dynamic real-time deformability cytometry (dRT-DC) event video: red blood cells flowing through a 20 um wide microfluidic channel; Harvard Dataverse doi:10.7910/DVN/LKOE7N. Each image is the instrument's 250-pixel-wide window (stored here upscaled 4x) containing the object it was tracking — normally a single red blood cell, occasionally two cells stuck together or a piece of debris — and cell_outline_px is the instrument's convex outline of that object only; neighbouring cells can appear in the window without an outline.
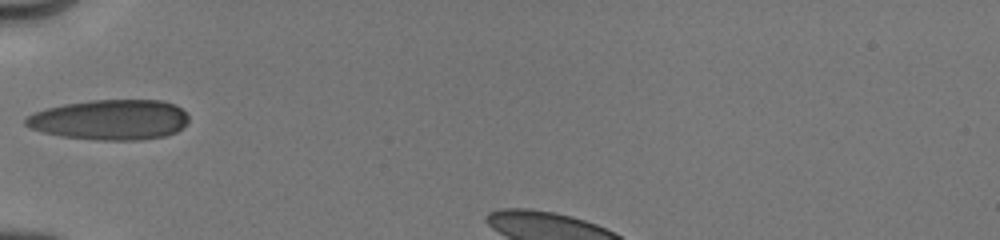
{"species": "human", "species_latin": "Homo sapiens", "temperature_condition": "cold", "stored_images_in_passage": 47, "camera_frame_rate_fps": 3000, "um_per_image_px": 0.085, "donor": {"sex": "male"}, "frame": {"image": 1, "passage_image": 1, "time_ms": 0.0, "image_size_px": [1000, 240], "cell_outline_px": [[188, 120], [176, 132], [164, 136], [140, 140], [96, 140], [60, 136], [44, 132], [32, 128], [24, 124], [24, 116], [32, 112], [44, 108], [64, 104], [88, 100], [160, 100], [176, 104], [188, 116]], "centroid_in_image_um": [9.3, 10.17], "position_along_channel_um": 75.7, "area_um2": 38.44}}
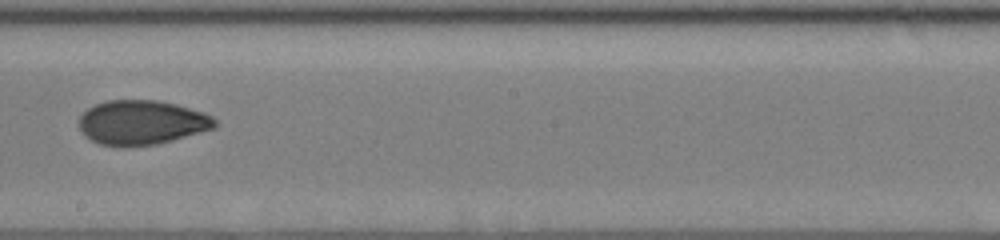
{"frame": {"image": 2, "passage_image": 12, "time_ms": 4.0, "image_size_px": [1000, 240], "cell_outline_px": [[216, 128], [172, 140], [156, 144], [124, 148], [100, 144], [84, 136], [80, 128], [80, 116], [88, 108], [96, 104], [108, 100], [156, 100], [176, 104], [204, 112], [212, 116], [216, 120]], "centroid_in_image_um": [12.05, 10.42], "position_along_channel_um": 236.1, "area_um2": 35.37}}
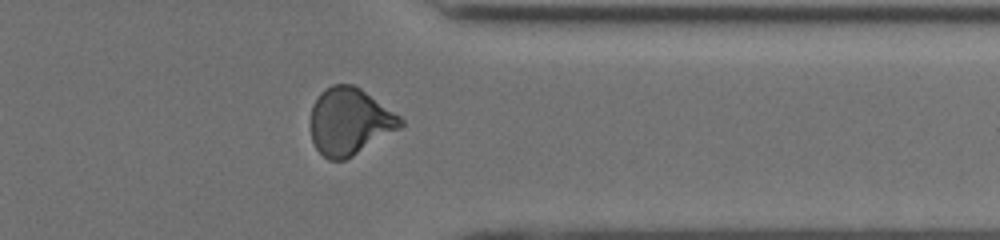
{"frame": {"image": 3, "passage_image": 33, "time_ms": 7.667, "image_size_px": [1000, 240], "cell_outline_px": [[404, 124], [400, 128], [352, 156], [344, 160], [328, 160], [316, 148], [312, 140], [312, 104], [320, 92], [324, 88], [332, 84], [352, 84], [360, 88], [400, 116], [404, 120]], "centroid_in_image_um": [29.71, 10.31], "position_along_channel_um": 381.7, "area_um2": 34.8}}